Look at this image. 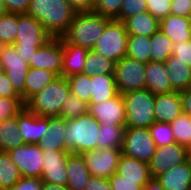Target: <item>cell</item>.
Here are the masks:
<instances>
[{
	"mask_svg": "<svg viewBox=\"0 0 191 190\" xmlns=\"http://www.w3.org/2000/svg\"><path fill=\"white\" fill-rule=\"evenodd\" d=\"M182 113L180 92L174 91L155 95L154 114L156 122L171 123Z\"/></svg>",
	"mask_w": 191,
	"mask_h": 190,
	"instance_id": "ac0fdd59",
	"label": "cell"
},
{
	"mask_svg": "<svg viewBox=\"0 0 191 190\" xmlns=\"http://www.w3.org/2000/svg\"><path fill=\"white\" fill-rule=\"evenodd\" d=\"M66 119L48 117V126L43 139L37 144L43 151H68L65 143Z\"/></svg>",
	"mask_w": 191,
	"mask_h": 190,
	"instance_id": "ffe728a7",
	"label": "cell"
},
{
	"mask_svg": "<svg viewBox=\"0 0 191 190\" xmlns=\"http://www.w3.org/2000/svg\"><path fill=\"white\" fill-rule=\"evenodd\" d=\"M29 67L43 68L62 76L63 48L62 37H53L45 45L38 48L33 59L30 60Z\"/></svg>",
	"mask_w": 191,
	"mask_h": 190,
	"instance_id": "5bb4252c",
	"label": "cell"
},
{
	"mask_svg": "<svg viewBox=\"0 0 191 190\" xmlns=\"http://www.w3.org/2000/svg\"><path fill=\"white\" fill-rule=\"evenodd\" d=\"M57 77L58 75L50 70L30 67L25 78L24 93L21 95L23 103L25 104Z\"/></svg>",
	"mask_w": 191,
	"mask_h": 190,
	"instance_id": "d4e9b609",
	"label": "cell"
},
{
	"mask_svg": "<svg viewBox=\"0 0 191 190\" xmlns=\"http://www.w3.org/2000/svg\"><path fill=\"white\" fill-rule=\"evenodd\" d=\"M69 5L76 13L91 12L93 9V0H67Z\"/></svg>",
	"mask_w": 191,
	"mask_h": 190,
	"instance_id": "f5cc1de1",
	"label": "cell"
},
{
	"mask_svg": "<svg viewBox=\"0 0 191 190\" xmlns=\"http://www.w3.org/2000/svg\"><path fill=\"white\" fill-rule=\"evenodd\" d=\"M67 187L69 190H85L91 176L81 154L70 153L66 159Z\"/></svg>",
	"mask_w": 191,
	"mask_h": 190,
	"instance_id": "603a6c76",
	"label": "cell"
},
{
	"mask_svg": "<svg viewBox=\"0 0 191 190\" xmlns=\"http://www.w3.org/2000/svg\"><path fill=\"white\" fill-rule=\"evenodd\" d=\"M159 29L173 43L191 40V21L188 17L169 14L159 21Z\"/></svg>",
	"mask_w": 191,
	"mask_h": 190,
	"instance_id": "cb8c5ba5",
	"label": "cell"
},
{
	"mask_svg": "<svg viewBox=\"0 0 191 190\" xmlns=\"http://www.w3.org/2000/svg\"><path fill=\"white\" fill-rule=\"evenodd\" d=\"M189 19H190V21H191V11H190V14H189V17H188Z\"/></svg>",
	"mask_w": 191,
	"mask_h": 190,
	"instance_id": "6125c7cd",
	"label": "cell"
},
{
	"mask_svg": "<svg viewBox=\"0 0 191 190\" xmlns=\"http://www.w3.org/2000/svg\"><path fill=\"white\" fill-rule=\"evenodd\" d=\"M147 10L159 21L171 13V0H146Z\"/></svg>",
	"mask_w": 191,
	"mask_h": 190,
	"instance_id": "ee69618b",
	"label": "cell"
},
{
	"mask_svg": "<svg viewBox=\"0 0 191 190\" xmlns=\"http://www.w3.org/2000/svg\"><path fill=\"white\" fill-rule=\"evenodd\" d=\"M183 113L191 117V87L186 90L180 91Z\"/></svg>",
	"mask_w": 191,
	"mask_h": 190,
	"instance_id": "db71d44e",
	"label": "cell"
},
{
	"mask_svg": "<svg viewBox=\"0 0 191 190\" xmlns=\"http://www.w3.org/2000/svg\"><path fill=\"white\" fill-rule=\"evenodd\" d=\"M156 178L165 190H190L191 161L188 158L185 162L172 167Z\"/></svg>",
	"mask_w": 191,
	"mask_h": 190,
	"instance_id": "d6986e66",
	"label": "cell"
},
{
	"mask_svg": "<svg viewBox=\"0 0 191 190\" xmlns=\"http://www.w3.org/2000/svg\"><path fill=\"white\" fill-rule=\"evenodd\" d=\"M4 73V67L0 60V74Z\"/></svg>",
	"mask_w": 191,
	"mask_h": 190,
	"instance_id": "94428289",
	"label": "cell"
},
{
	"mask_svg": "<svg viewBox=\"0 0 191 190\" xmlns=\"http://www.w3.org/2000/svg\"><path fill=\"white\" fill-rule=\"evenodd\" d=\"M7 46L8 45L4 41L0 40V57H1V54L5 51Z\"/></svg>",
	"mask_w": 191,
	"mask_h": 190,
	"instance_id": "91938a15",
	"label": "cell"
},
{
	"mask_svg": "<svg viewBox=\"0 0 191 190\" xmlns=\"http://www.w3.org/2000/svg\"><path fill=\"white\" fill-rule=\"evenodd\" d=\"M169 74L172 89L183 91L191 87V67L171 55L164 63Z\"/></svg>",
	"mask_w": 191,
	"mask_h": 190,
	"instance_id": "484cf974",
	"label": "cell"
},
{
	"mask_svg": "<svg viewBox=\"0 0 191 190\" xmlns=\"http://www.w3.org/2000/svg\"><path fill=\"white\" fill-rule=\"evenodd\" d=\"M122 2L123 0H94L92 11L108 19H117Z\"/></svg>",
	"mask_w": 191,
	"mask_h": 190,
	"instance_id": "60d3db41",
	"label": "cell"
},
{
	"mask_svg": "<svg viewBox=\"0 0 191 190\" xmlns=\"http://www.w3.org/2000/svg\"><path fill=\"white\" fill-rule=\"evenodd\" d=\"M113 190H143L139 180L124 179V176L114 173L108 178Z\"/></svg>",
	"mask_w": 191,
	"mask_h": 190,
	"instance_id": "f6af8a7d",
	"label": "cell"
},
{
	"mask_svg": "<svg viewBox=\"0 0 191 190\" xmlns=\"http://www.w3.org/2000/svg\"><path fill=\"white\" fill-rule=\"evenodd\" d=\"M91 81V100L89 103H101L119 93L114 75H93Z\"/></svg>",
	"mask_w": 191,
	"mask_h": 190,
	"instance_id": "f1b7e54d",
	"label": "cell"
},
{
	"mask_svg": "<svg viewBox=\"0 0 191 190\" xmlns=\"http://www.w3.org/2000/svg\"><path fill=\"white\" fill-rule=\"evenodd\" d=\"M151 42V62H163L172 55L173 42L158 29L150 39Z\"/></svg>",
	"mask_w": 191,
	"mask_h": 190,
	"instance_id": "e575fe53",
	"label": "cell"
},
{
	"mask_svg": "<svg viewBox=\"0 0 191 190\" xmlns=\"http://www.w3.org/2000/svg\"><path fill=\"white\" fill-rule=\"evenodd\" d=\"M66 79L70 86V93L89 104L91 100V76L81 73L70 75Z\"/></svg>",
	"mask_w": 191,
	"mask_h": 190,
	"instance_id": "8d00e7d4",
	"label": "cell"
},
{
	"mask_svg": "<svg viewBox=\"0 0 191 190\" xmlns=\"http://www.w3.org/2000/svg\"><path fill=\"white\" fill-rule=\"evenodd\" d=\"M63 48V67L62 76L69 77L74 74H81L84 72V65L86 63V56L89 52L88 48L67 43L62 38Z\"/></svg>",
	"mask_w": 191,
	"mask_h": 190,
	"instance_id": "7402d4cb",
	"label": "cell"
},
{
	"mask_svg": "<svg viewBox=\"0 0 191 190\" xmlns=\"http://www.w3.org/2000/svg\"><path fill=\"white\" fill-rule=\"evenodd\" d=\"M17 123L24 143L38 144L47 129L48 117L35 115L24 107L17 115Z\"/></svg>",
	"mask_w": 191,
	"mask_h": 190,
	"instance_id": "e0dca14e",
	"label": "cell"
},
{
	"mask_svg": "<svg viewBox=\"0 0 191 190\" xmlns=\"http://www.w3.org/2000/svg\"><path fill=\"white\" fill-rule=\"evenodd\" d=\"M146 64L123 57L115 64V84L120 94L146 89Z\"/></svg>",
	"mask_w": 191,
	"mask_h": 190,
	"instance_id": "52a82bcc",
	"label": "cell"
},
{
	"mask_svg": "<svg viewBox=\"0 0 191 190\" xmlns=\"http://www.w3.org/2000/svg\"><path fill=\"white\" fill-rule=\"evenodd\" d=\"M0 97L21 99V96L14 90L5 73L0 74Z\"/></svg>",
	"mask_w": 191,
	"mask_h": 190,
	"instance_id": "c3c4849f",
	"label": "cell"
},
{
	"mask_svg": "<svg viewBox=\"0 0 191 190\" xmlns=\"http://www.w3.org/2000/svg\"><path fill=\"white\" fill-rule=\"evenodd\" d=\"M18 55L22 57V60L30 63V60L33 59L34 54L37 52V47H15Z\"/></svg>",
	"mask_w": 191,
	"mask_h": 190,
	"instance_id": "11a10c76",
	"label": "cell"
},
{
	"mask_svg": "<svg viewBox=\"0 0 191 190\" xmlns=\"http://www.w3.org/2000/svg\"><path fill=\"white\" fill-rule=\"evenodd\" d=\"M88 112L100 125L126 126V109L122 94L101 103H89Z\"/></svg>",
	"mask_w": 191,
	"mask_h": 190,
	"instance_id": "7c38bea8",
	"label": "cell"
},
{
	"mask_svg": "<svg viewBox=\"0 0 191 190\" xmlns=\"http://www.w3.org/2000/svg\"><path fill=\"white\" fill-rule=\"evenodd\" d=\"M143 190H165L157 178H151L149 182L144 185Z\"/></svg>",
	"mask_w": 191,
	"mask_h": 190,
	"instance_id": "9f6ffc18",
	"label": "cell"
},
{
	"mask_svg": "<svg viewBox=\"0 0 191 190\" xmlns=\"http://www.w3.org/2000/svg\"><path fill=\"white\" fill-rule=\"evenodd\" d=\"M41 190H69L66 185H58L53 183L42 182Z\"/></svg>",
	"mask_w": 191,
	"mask_h": 190,
	"instance_id": "6f0895ef",
	"label": "cell"
},
{
	"mask_svg": "<svg viewBox=\"0 0 191 190\" xmlns=\"http://www.w3.org/2000/svg\"><path fill=\"white\" fill-rule=\"evenodd\" d=\"M21 178L19 167L11 160L10 155L0 152V190L11 188Z\"/></svg>",
	"mask_w": 191,
	"mask_h": 190,
	"instance_id": "836d02e7",
	"label": "cell"
},
{
	"mask_svg": "<svg viewBox=\"0 0 191 190\" xmlns=\"http://www.w3.org/2000/svg\"><path fill=\"white\" fill-rule=\"evenodd\" d=\"M156 144L149 128L126 127L121 147L122 155L149 163L155 153Z\"/></svg>",
	"mask_w": 191,
	"mask_h": 190,
	"instance_id": "ba28073f",
	"label": "cell"
},
{
	"mask_svg": "<svg viewBox=\"0 0 191 190\" xmlns=\"http://www.w3.org/2000/svg\"><path fill=\"white\" fill-rule=\"evenodd\" d=\"M68 151H43L42 182L67 185L66 159Z\"/></svg>",
	"mask_w": 191,
	"mask_h": 190,
	"instance_id": "2e32d148",
	"label": "cell"
},
{
	"mask_svg": "<svg viewBox=\"0 0 191 190\" xmlns=\"http://www.w3.org/2000/svg\"><path fill=\"white\" fill-rule=\"evenodd\" d=\"M53 36L34 17L17 14V35L14 47L40 48L50 41Z\"/></svg>",
	"mask_w": 191,
	"mask_h": 190,
	"instance_id": "9c48e42d",
	"label": "cell"
},
{
	"mask_svg": "<svg viewBox=\"0 0 191 190\" xmlns=\"http://www.w3.org/2000/svg\"><path fill=\"white\" fill-rule=\"evenodd\" d=\"M85 190H113L108 179L91 175Z\"/></svg>",
	"mask_w": 191,
	"mask_h": 190,
	"instance_id": "816d5d0a",
	"label": "cell"
},
{
	"mask_svg": "<svg viewBox=\"0 0 191 190\" xmlns=\"http://www.w3.org/2000/svg\"><path fill=\"white\" fill-rule=\"evenodd\" d=\"M100 124L88 112L77 118L66 120L65 143L66 149L72 154L97 149Z\"/></svg>",
	"mask_w": 191,
	"mask_h": 190,
	"instance_id": "3957f363",
	"label": "cell"
},
{
	"mask_svg": "<svg viewBox=\"0 0 191 190\" xmlns=\"http://www.w3.org/2000/svg\"><path fill=\"white\" fill-rule=\"evenodd\" d=\"M42 180L40 178L22 177L16 184L6 190H41Z\"/></svg>",
	"mask_w": 191,
	"mask_h": 190,
	"instance_id": "7dc6e473",
	"label": "cell"
},
{
	"mask_svg": "<svg viewBox=\"0 0 191 190\" xmlns=\"http://www.w3.org/2000/svg\"><path fill=\"white\" fill-rule=\"evenodd\" d=\"M88 113V104L69 93L62 104L60 117L69 120Z\"/></svg>",
	"mask_w": 191,
	"mask_h": 190,
	"instance_id": "74e56055",
	"label": "cell"
},
{
	"mask_svg": "<svg viewBox=\"0 0 191 190\" xmlns=\"http://www.w3.org/2000/svg\"><path fill=\"white\" fill-rule=\"evenodd\" d=\"M17 35V14L8 13L0 17V40L14 45Z\"/></svg>",
	"mask_w": 191,
	"mask_h": 190,
	"instance_id": "ab89813d",
	"label": "cell"
},
{
	"mask_svg": "<svg viewBox=\"0 0 191 190\" xmlns=\"http://www.w3.org/2000/svg\"><path fill=\"white\" fill-rule=\"evenodd\" d=\"M81 155L91 175L108 179L116 173L122 153L121 149L104 148L83 152Z\"/></svg>",
	"mask_w": 191,
	"mask_h": 190,
	"instance_id": "8fae6325",
	"label": "cell"
},
{
	"mask_svg": "<svg viewBox=\"0 0 191 190\" xmlns=\"http://www.w3.org/2000/svg\"><path fill=\"white\" fill-rule=\"evenodd\" d=\"M116 173L124 176V179L139 180L143 186L152 178L147 163L125 155H121Z\"/></svg>",
	"mask_w": 191,
	"mask_h": 190,
	"instance_id": "4316f807",
	"label": "cell"
},
{
	"mask_svg": "<svg viewBox=\"0 0 191 190\" xmlns=\"http://www.w3.org/2000/svg\"><path fill=\"white\" fill-rule=\"evenodd\" d=\"M151 37L128 34L126 57L147 64L151 61Z\"/></svg>",
	"mask_w": 191,
	"mask_h": 190,
	"instance_id": "4dcf8cb0",
	"label": "cell"
},
{
	"mask_svg": "<svg viewBox=\"0 0 191 190\" xmlns=\"http://www.w3.org/2000/svg\"><path fill=\"white\" fill-rule=\"evenodd\" d=\"M146 11H148L146 0H123L120 15L116 20L123 22L130 16Z\"/></svg>",
	"mask_w": 191,
	"mask_h": 190,
	"instance_id": "7bdbcfd3",
	"label": "cell"
},
{
	"mask_svg": "<svg viewBox=\"0 0 191 190\" xmlns=\"http://www.w3.org/2000/svg\"><path fill=\"white\" fill-rule=\"evenodd\" d=\"M191 11V0H171L172 15L189 17Z\"/></svg>",
	"mask_w": 191,
	"mask_h": 190,
	"instance_id": "681fc988",
	"label": "cell"
},
{
	"mask_svg": "<svg viewBox=\"0 0 191 190\" xmlns=\"http://www.w3.org/2000/svg\"><path fill=\"white\" fill-rule=\"evenodd\" d=\"M170 125L175 142L191 151V117L188 114L182 113Z\"/></svg>",
	"mask_w": 191,
	"mask_h": 190,
	"instance_id": "d590c367",
	"label": "cell"
},
{
	"mask_svg": "<svg viewBox=\"0 0 191 190\" xmlns=\"http://www.w3.org/2000/svg\"><path fill=\"white\" fill-rule=\"evenodd\" d=\"M111 19L97 13H76L68 30L61 36L67 43L92 50Z\"/></svg>",
	"mask_w": 191,
	"mask_h": 190,
	"instance_id": "7a4b0ae2",
	"label": "cell"
},
{
	"mask_svg": "<svg viewBox=\"0 0 191 190\" xmlns=\"http://www.w3.org/2000/svg\"><path fill=\"white\" fill-rule=\"evenodd\" d=\"M149 131L158 147L176 143L170 123L154 122L149 127Z\"/></svg>",
	"mask_w": 191,
	"mask_h": 190,
	"instance_id": "f35d334b",
	"label": "cell"
},
{
	"mask_svg": "<svg viewBox=\"0 0 191 190\" xmlns=\"http://www.w3.org/2000/svg\"><path fill=\"white\" fill-rule=\"evenodd\" d=\"M189 153L185 146L178 143L156 146L155 153L148 163L151 177L156 178L172 167L185 162L189 158Z\"/></svg>",
	"mask_w": 191,
	"mask_h": 190,
	"instance_id": "4fadbf2b",
	"label": "cell"
},
{
	"mask_svg": "<svg viewBox=\"0 0 191 190\" xmlns=\"http://www.w3.org/2000/svg\"><path fill=\"white\" fill-rule=\"evenodd\" d=\"M24 107L22 99L0 97V123L17 116Z\"/></svg>",
	"mask_w": 191,
	"mask_h": 190,
	"instance_id": "b9f144b4",
	"label": "cell"
},
{
	"mask_svg": "<svg viewBox=\"0 0 191 190\" xmlns=\"http://www.w3.org/2000/svg\"><path fill=\"white\" fill-rule=\"evenodd\" d=\"M145 73L146 89L153 95L174 92L163 62H148Z\"/></svg>",
	"mask_w": 191,
	"mask_h": 190,
	"instance_id": "44dd1931",
	"label": "cell"
},
{
	"mask_svg": "<svg viewBox=\"0 0 191 190\" xmlns=\"http://www.w3.org/2000/svg\"><path fill=\"white\" fill-rule=\"evenodd\" d=\"M24 144L19 134L17 116L0 123V152H8Z\"/></svg>",
	"mask_w": 191,
	"mask_h": 190,
	"instance_id": "f546056e",
	"label": "cell"
},
{
	"mask_svg": "<svg viewBox=\"0 0 191 190\" xmlns=\"http://www.w3.org/2000/svg\"><path fill=\"white\" fill-rule=\"evenodd\" d=\"M116 62L89 50L86 56V63L84 65V74L88 76L93 75H114Z\"/></svg>",
	"mask_w": 191,
	"mask_h": 190,
	"instance_id": "1f68e13d",
	"label": "cell"
},
{
	"mask_svg": "<svg viewBox=\"0 0 191 190\" xmlns=\"http://www.w3.org/2000/svg\"><path fill=\"white\" fill-rule=\"evenodd\" d=\"M126 126L100 125L97 149H121Z\"/></svg>",
	"mask_w": 191,
	"mask_h": 190,
	"instance_id": "d6a6232c",
	"label": "cell"
},
{
	"mask_svg": "<svg viewBox=\"0 0 191 190\" xmlns=\"http://www.w3.org/2000/svg\"><path fill=\"white\" fill-rule=\"evenodd\" d=\"M128 34L122 21L111 19L101 37L96 41L93 51L115 62L126 57Z\"/></svg>",
	"mask_w": 191,
	"mask_h": 190,
	"instance_id": "8992f818",
	"label": "cell"
},
{
	"mask_svg": "<svg viewBox=\"0 0 191 190\" xmlns=\"http://www.w3.org/2000/svg\"><path fill=\"white\" fill-rule=\"evenodd\" d=\"M127 34L151 37L159 29V20L150 12H141L123 21Z\"/></svg>",
	"mask_w": 191,
	"mask_h": 190,
	"instance_id": "83f0119b",
	"label": "cell"
},
{
	"mask_svg": "<svg viewBox=\"0 0 191 190\" xmlns=\"http://www.w3.org/2000/svg\"><path fill=\"white\" fill-rule=\"evenodd\" d=\"M76 12L67 0H31L26 15L37 19L53 37H61Z\"/></svg>",
	"mask_w": 191,
	"mask_h": 190,
	"instance_id": "6da1fadb",
	"label": "cell"
},
{
	"mask_svg": "<svg viewBox=\"0 0 191 190\" xmlns=\"http://www.w3.org/2000/svg\"><path fill=\"white\" fill-rule=\"evenodd\" d=\"M7 14H8V11L6 9L4 0H0V17L4 16V15H7Z\"/></svg>",
	"mask_w": 191,
	"mask_h": 190,
	"instance_id": "680465c9",
	"label": "cell"
},
{
	"mask_svg": "<svg viewBox=\"0 0 191 190\" xmlns=\"http://www.w3.org/2000/svg\"><path fill=\"white\" fill-rule=\"evenodd\" d=\"M4 67V73L8 77L14 90L21 96L24 93L25 78L29 70V64L22 60L14 47L8 45L0 57Z\"/></svg>",
	"mask_w": 191,
	"mask_h": 190,
	"instance_id": "9a60e30c",
	"label": "cell"
},
{
	"mask_svg": "<svg viewBox=\"0 0 191 190\" xmlns=\"http://www.w3.org/2000/svg\"><path fill=\"white\" fill-rule=\"evenodd\" d=\"M31 0H4L8 13L26 14Z\"/></svg>",
	"mask_w": 191,
	"mask_h": 190,
	"instance_id": "f907efd6",
	"label": "cell"
},
{
	"mask_svg": "<svg viewBox=\"0 0 191 190\" xmlns=\"http://www.w3.org/2000/svg\"><path fill=\"white\" fill-rule=\"evenodd\" d=\"M126 109V127L149 128L155 120V95L147 89L122 94Z\"/></svg>",
	"mask_w": 191,
	"mask_h": 190,
	"instance_id": "5b68a950",
	"label": "cell"
},
{
	"mask_svg": "<svg viewBox=\"0 0 191 190\" xmlns=\"http://www.w3.org/2000/svg\"><path fill=\"white\" fill-rule=\"evenodd\" d=\"M70 93L67 79L58 76L40 92L32 96L25 108L31 113L45 117H60L62 104Z\"/></svg>",
	"mask_w": 191,
	"mask_h": 190,
	"instance_id": "277c9868",
	"label": "cell"
},
{
	"mask_svg": "<svg viewBox=\"0 0 191 190\" xmlns=\"http://www.w3.org/2000/svg\"><path fill=\"white\" fill-rule=\"evenodd\" d=\"M7 153L19 167L22 177H41L43 171V150L37 144L24 143Z\"/></svg>",
	"mask_w": 191,
	"mask_h": 190,
	"instance_id": "30bf717a",
	"label": "cell"
},
{
	"mask_svg": "<svg viewBox=\"0 0 191 190\" xmlns=\"http://www.w3.org/2000/svg\"><path fill=\"white\" fill-rule=\"evenodd\" d=\"M172 55L191 67V40L173 43Z\"/></svg>",
	"mask_w": 191,
	"mask_h": 190,
	"instance_id": "bcb514c9",
	"label": "cell"
}]
</instances>
